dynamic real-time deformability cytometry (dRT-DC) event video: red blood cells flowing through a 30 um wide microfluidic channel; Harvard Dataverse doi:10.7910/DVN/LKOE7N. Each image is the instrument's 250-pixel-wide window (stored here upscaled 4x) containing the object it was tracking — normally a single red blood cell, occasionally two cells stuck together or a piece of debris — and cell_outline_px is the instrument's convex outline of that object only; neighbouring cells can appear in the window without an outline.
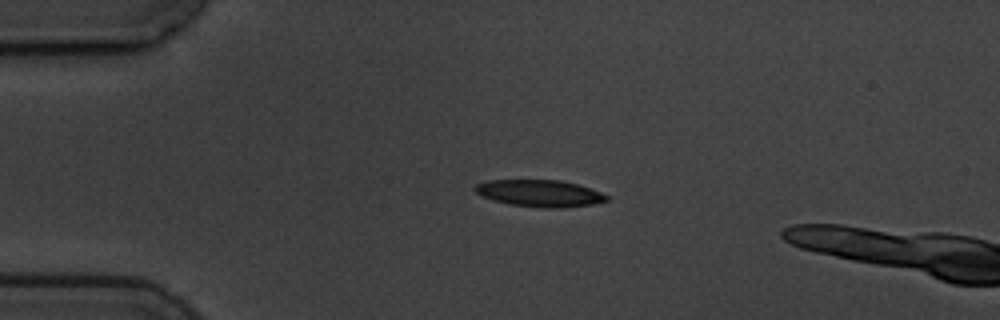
{"species": "common noctule bat (a hibernating species)", "species_latin": "Nyctalus noctula", "temperature_condition": "cold", "stored_images_in_passage": 4, "camera_frame_rate_fps": 3000, "um_per_image_px": 0.085, "animal": {"sex": "male", "body_mass_g": 19.5, "forearm_length_mm": 54.6}, "frame": {"image": 1, "passage_image": 2, "time_ms": 1.0, "image_size_px": [1000, 320], "cell_outline_px": [[608, 200], [592, 204], [564, 208], [544, 208], [508, 204], [492, 200], [476, 192], [472, 188], [476, 184], [488, 180], [560, 180], [576, 184], [600, 192], [608, 196]], "centroid_in_image_um": [45.84, 16.43], "position_along_channel_um": 39.2, "area_um2": 20.52}}